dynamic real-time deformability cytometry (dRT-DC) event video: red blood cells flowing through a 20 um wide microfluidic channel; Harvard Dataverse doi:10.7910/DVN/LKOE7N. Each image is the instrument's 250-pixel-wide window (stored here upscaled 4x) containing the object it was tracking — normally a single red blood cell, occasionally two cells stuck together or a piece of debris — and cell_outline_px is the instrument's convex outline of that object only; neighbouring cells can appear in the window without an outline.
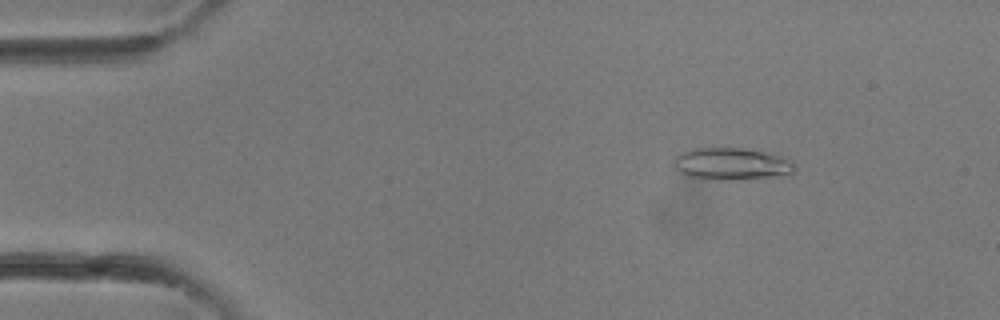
{"species": "common noctule bat (a hibernating species)", "species_latin": "Nyctalus noctula", "temperature_condition": "room temperature", "stored_images_in_passage": 33, "camera_frame_rate_fps": 3000, "um_per_image_px": 0.085, "animal": {"sex": "female"}, "frame": {"image": 1, "passage_image": 5, "time_ms": 1.333, "image_size_px": [1000, 320], "cell_outline_px": [[796, 168], [792, 172], [744, 180], [708, 180], [688, 176], [680, 172], [676, 168], [676, 156], [680, 152], [692, 148], [740, 148], [764, 152], [780, 156], [788, 160]], "centroid_in_image_um": [62.11, 13.94], "position_along_channel_um": 22.9, "area_um2": 22.25}}
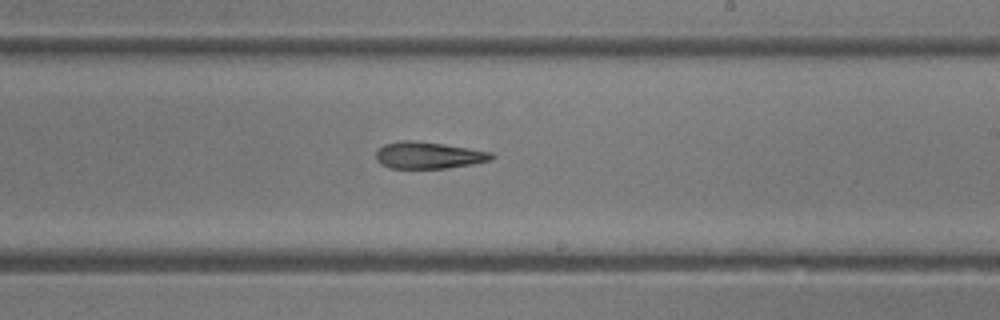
{"frame": {"image": 2, "passage_image": 20, "time_ms": 6.333, "image_size_px": [1000, 320], "cell_outline_px": [[496, 156], [492, 160], [472, 164], [448, 168], [388, 168], [380, 164], [376, 160], [376, 152], [384, 144], [400, 140], [412, 140], [444, 144], [492, 152]], "centroid_in_image_um": [36.42, 13.2], "position_along_channel_um": 252.6, "area_um2": 18.15}}
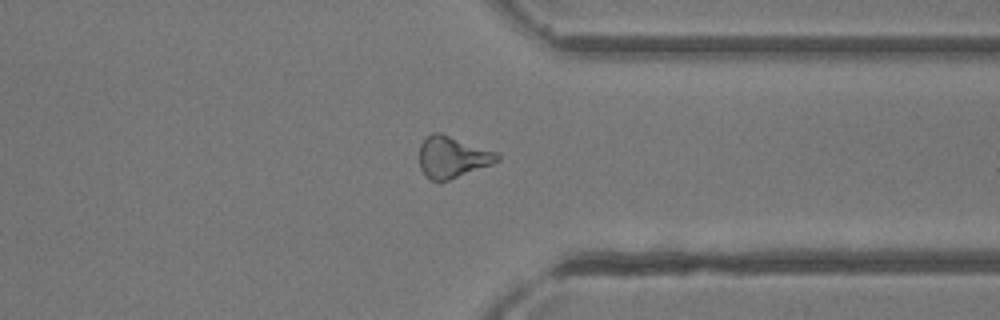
{"frame": {"image": 3, "passage_image": 26, "time_ms": 8.333, "image_size_px": [1000, 320], "cell_outline_px": [[500, 160], [492, 164], [448, 180], [432, 180], [420, 168], [420, 144], [424, 136], [432, 132], [440, 132], [496, 152], [500, 156]], "centroid_in_image_um": [38.44, 13.32], "position_along_channel_um": 373.0, "area_um2": 18.61}}